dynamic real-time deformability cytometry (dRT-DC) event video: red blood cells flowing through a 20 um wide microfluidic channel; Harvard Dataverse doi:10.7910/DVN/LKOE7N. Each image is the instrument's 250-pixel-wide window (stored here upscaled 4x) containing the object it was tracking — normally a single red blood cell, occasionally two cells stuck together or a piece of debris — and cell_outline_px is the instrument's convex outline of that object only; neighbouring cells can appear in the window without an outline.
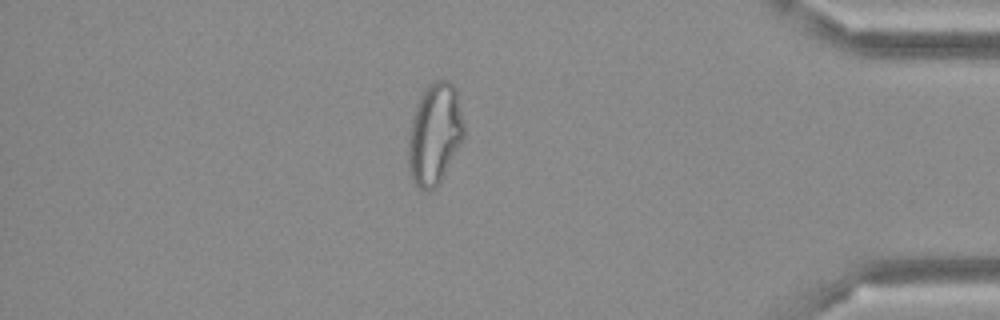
{"species": "Egyptian fruit bat (a non-hibernating species)", "species_latin": "Rousettus aegyptiacus", "temperature_condition": "cold", "stored_images_in_passage": 49, "camera_frame_rate_fps": 3000, "um_per_image_px": 0.085, "frame": {"image": 1, "passage_image": 42, "time_ms": 13.667, "image_size_px": [1000, 320], "cell_outline_px": [[464, 136], [460, 144], [440, 180], [428, 192], [424, 192], [412, 184], [408, 164], [408, 132], [412, 116], [416, 104], [420, 96], [428, 84], [436, 80], [448, 80], [456, 88], [464, 124]], "centroid_in_image_um": [36.91, 11.38], "position_along_channel_um": 398.3, "area_um2": 32.95}}